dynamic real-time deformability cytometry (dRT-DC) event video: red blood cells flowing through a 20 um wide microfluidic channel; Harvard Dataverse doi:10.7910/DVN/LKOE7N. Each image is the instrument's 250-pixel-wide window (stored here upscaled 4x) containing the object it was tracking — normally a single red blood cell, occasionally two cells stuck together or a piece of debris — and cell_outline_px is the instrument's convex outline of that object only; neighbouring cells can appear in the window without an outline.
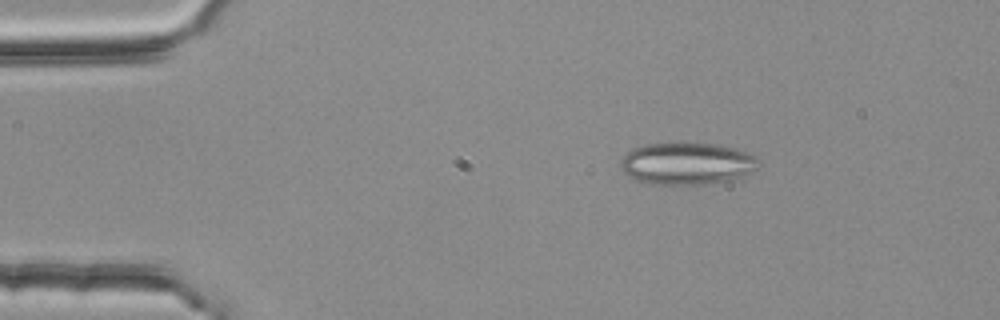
{"species": "common noctule bat (a hibernating species)", "species_latin": "Nyctalus noctula", "temperature_condition": "room temperature", "stored_images_in_passage": 2, "camera_frame_rate_fps": 3000, "um_per_image_px": 0.085, "animal": {"sex": "female", "body_mass_g": 25.1}, "frame": {"image": 1, "passage_image": 1, "time_ms": 0.0, "image_size_px": [1000, 320], "cell_outline_px": [[760, 160], [748, 172], [740, 176], [724, 180], [704, 184], [656, 184], [636, 180], [624, 172], [620, 168], [620, 160], [632, 148], [648, 144], [716, 144], [748, 152], [756, 156]], "centroid_in_image_um": [58.33, 13.9], "position_along_channel_um": 26.7, "area_um2": 32.95}}